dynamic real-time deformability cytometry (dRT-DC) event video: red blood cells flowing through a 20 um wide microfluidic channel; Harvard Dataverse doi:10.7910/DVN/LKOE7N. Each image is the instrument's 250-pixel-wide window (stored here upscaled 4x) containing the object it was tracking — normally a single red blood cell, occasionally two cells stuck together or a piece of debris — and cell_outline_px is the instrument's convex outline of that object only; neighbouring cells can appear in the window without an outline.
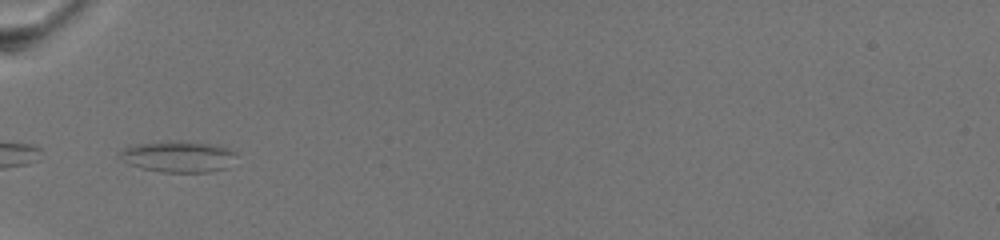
{"species": "common noctule bat (a hibernating species)", "species_latin": "Nyctalus noctula", "temperature_condition": "warm", "stored_images_in_passage": 44, "camera_frame_rate_fps": 3000, "um_per_image_px": 0.085, "animal": {"sex": "female", "body_mass_g": 19.5, "forearm_length_mm": 54.1}, "frame": {"image": 1, "passage_image": 1, "time_ms": 0.0, "image_size_px": [1000, 240], "cell_outline_px": [[236, 152], [228, 168], [208, 172], [160, 172], [140, 168], [128, 164], [120, 160], [120, 152], [124, 148], [136, 144], [164, 140], [176, 140], [216, 144], [228, 148]], "centroid_in_image_um": [15.13, 13.3], "position_along_channel_um": 69.9, "area_um2": 21.56}}
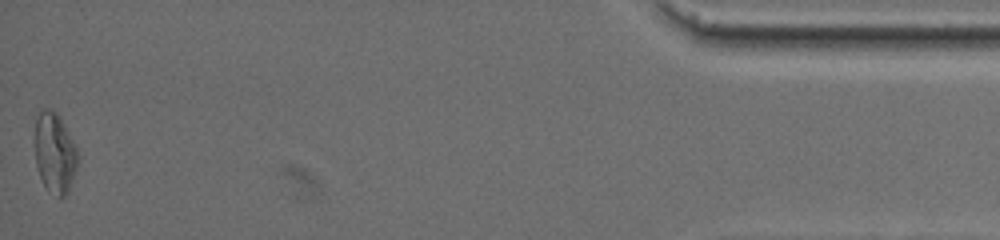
{"frame": {"image": 2, "passage_image": 44, "time_ms": 14.333, "image_size_px": [1000, 240], "cell_outline_px": [[80, 156], [68, 192], [64, 196], [60, 196], [48, 192], [40, 176], [36, 164], [32, 144], [36, 120], [40, 112], [44, 108], [56, 112], [64, 124]], "centroid_in_image_um": [4.62, 12.99], "position_along_channel_um": 430.6, "area_um2": 20.29}, "authors_computed_cell_mechanics": {"area_um2": 16.7331, "velocity_mm_per_s": 3.0913, "shape_relaxation_time_tau1_ms": null, "shape_relaxation_time_tau2_ms": 1.8679, "deformation_change_tau1": null, "deformation_change_tau2": 0.0912}}